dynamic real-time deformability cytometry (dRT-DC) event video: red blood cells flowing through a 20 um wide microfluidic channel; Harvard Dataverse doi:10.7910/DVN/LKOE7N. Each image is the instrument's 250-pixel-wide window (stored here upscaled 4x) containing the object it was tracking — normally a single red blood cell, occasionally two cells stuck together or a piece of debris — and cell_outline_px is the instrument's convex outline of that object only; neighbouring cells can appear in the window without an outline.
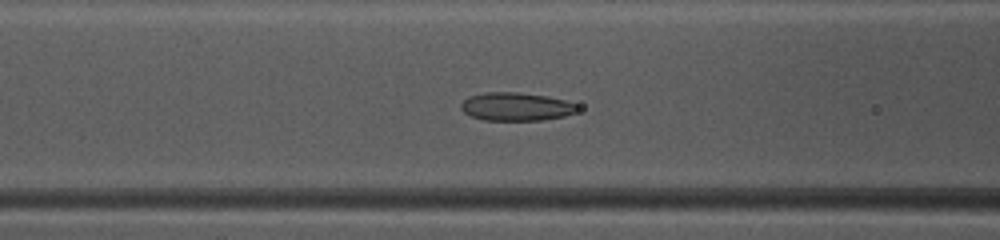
{"species": "common noctule bat (a hibernating species)", "species_latin": "Nyctalus noctula", "temperature_condition": "warm", "stored_images_in_passage": 42, "camera_frame_rate_fps": 3000, "um_per_image_px": 0.085, "animal": {"sex": "female", "body_mass_g": 10.0, "forearm_length_mm": 53.1}, "frame": {"image": 1, "passage_image": 13, "time_ms": 4.0, "image_size_px": [1000, 240], "cell_outline_px": [[580, 108], [576, 112], [564, 116], [540, 120], [484, 120], [472, 116], [464, 112], [460, 108], [460, 104], [468, 96], [484, 92], [516, 92], [548, 96], [564, 100], [576, 104]], "centroid_in_image_um": [43.86, 9.06], "position_along_channel_um": 122.7, "area_um2": 19.19}}
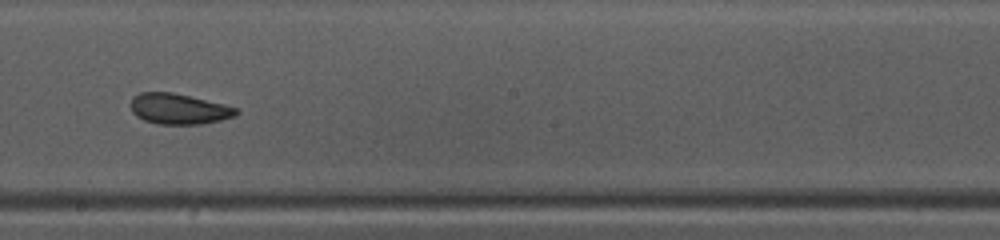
{"frame": {"image": 2, "passage_image": 21, "time_ms": 6.667, "image_size_px": [1000, 240], "cell_outline_px": [[240, 112], [236, 116], [220, 120], [200, 124], [156, 124], [144, 120], [136, 116], [132, 112], [132, 96], [140, 92], [172, 92], [224, 104], [240, 108]], "centroid_in_image_um": [15.22, 9.26], "position_along_channel_um": 233.0, "area_um2": 18.9}}
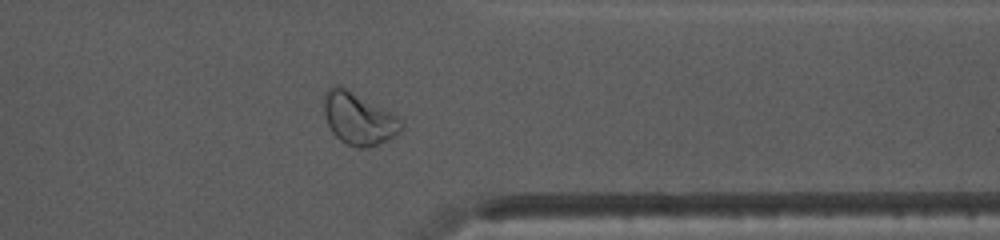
{"frame": {"image": 3, "passage_image": 32, "time_ms": 10.333, "image_size_px": [1000, 240], "cell_outline_px": [[404, 128], [400, 132], [388, 140], [368, 148], [356, 148], [340, 140], [332, 132], [328, 124], [324, 112], [324, 92], [332, 84], [336, 84], [344, 88], [396, 116], [404, 124]], "centroid_in_image_um": [30.46, 10.11], "position_along_channel_um": 380.9, "area_um2": 23.06}, "authors_computed_cell_mechanics": {"area_um2": 20.519, "velocity_mm_per_s": 4.1404, "shape_relaxation_time_tau1_ms": 4.927, "shape_relaxation_time_tau2_ms": 1.8295, "deformation_change_tau1": 0.1147, "deformation_change_tau2": 0.0849}}